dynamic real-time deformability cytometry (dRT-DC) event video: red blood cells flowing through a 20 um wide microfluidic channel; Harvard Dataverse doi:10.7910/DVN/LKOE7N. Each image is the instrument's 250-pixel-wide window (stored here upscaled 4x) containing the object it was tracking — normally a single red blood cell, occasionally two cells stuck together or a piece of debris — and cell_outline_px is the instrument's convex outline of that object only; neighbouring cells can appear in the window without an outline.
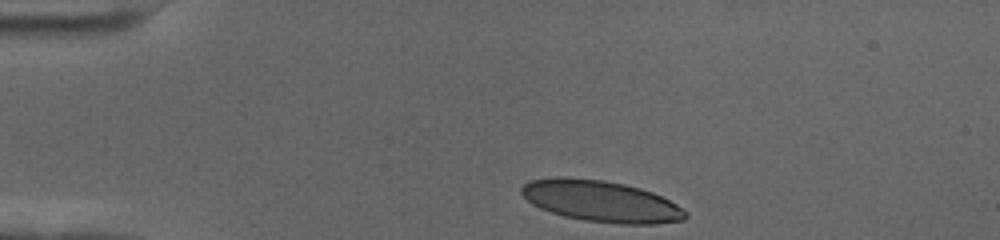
{"species": "human", "species_latin": "Homo sapiens", "temperature_condition": "cold", "stored_images_in_passage": 37, "camera_frame_rate_fps": 3000, "um_per_image_px": 0.085, "donor": {"sex": "female"}, "frame": {"image": 1, "passage_image": 1, "time_ms": 0.0, "image_size_px": [1000, 240], "cell_outline_px": [[688, 216], [684, 220], [656, 224], [620, 224], [584, 220], [564, 216], [540, 208], [532, 204], [520, 192], [520, 188], [524, 184], [532, 180], [564, 176], [604, 180], [624, 184], [640, 188], [652, 192], [676, 204], [688, 212]], "centroid_in_image_um": [51.1, 17.1], "position_along_channel_um": 33.9, "area_um2": 39.42}}
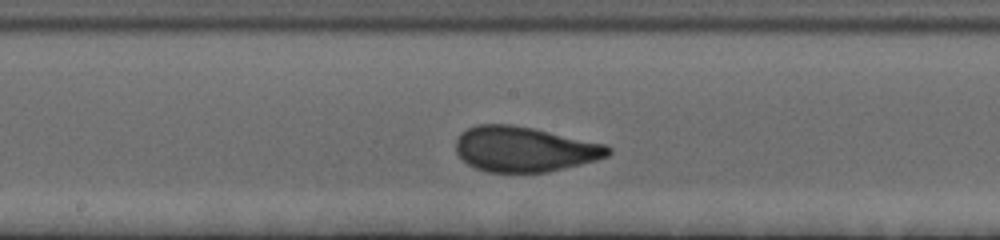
{"frame": {"image": 2, "passage_image": 20, "time_ms": 6.333, "image_size_px": [1000, 240], "cell_outline_px": [[612, 152], [608, 156], [596, 160], [548, 172], [488, 172], [476, 168], [468, 164], [456, 152], [456, 140], [460, 132], [476, 124], [512, 124], [532, 128], [604, 144], [612, 148]], "centroid_in_image_um": [44.55, 12.67], "position_along_channel_um": 203.6, "area_um2": 39.94}}
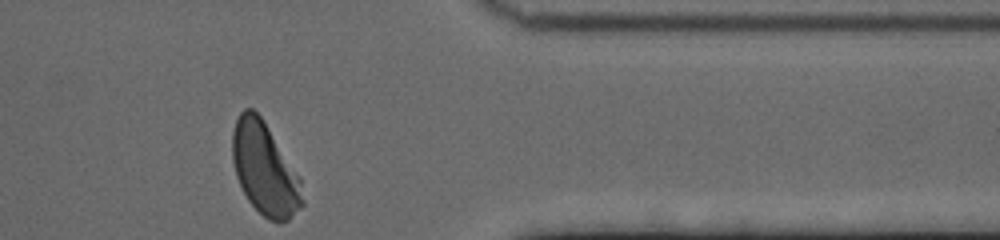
{"frame": {"image": 3, "passage_image": 37, "time_ms": 12.0, "image_size_px": [1000, 240], "cell_outline_px": [[304, 204], [288, 220], [280, 224], [276, 224], [268, 220], [248, 200], [236, 176], [232, 160], [232, 132], [236, 120], [240, 112], [244, 108], [252, 108], [260, 116], [300, 176], [304, 200]], "centroid_in_image_um": [22.51, 14.39], "position_along_channel_um": 388.9, "area_um2": 37.63}, "authors_computed_cell_mechanics": {"area_um2": 39.4196, "velocity_mm_per_s": 3.5191, "shape_relaxation_time_tau1_ms": 3.7632, "shape_relaxation_time_tau2_ms": null, "deformation_change_tau1": 0.1743, "deformation_change_tau2": null}}